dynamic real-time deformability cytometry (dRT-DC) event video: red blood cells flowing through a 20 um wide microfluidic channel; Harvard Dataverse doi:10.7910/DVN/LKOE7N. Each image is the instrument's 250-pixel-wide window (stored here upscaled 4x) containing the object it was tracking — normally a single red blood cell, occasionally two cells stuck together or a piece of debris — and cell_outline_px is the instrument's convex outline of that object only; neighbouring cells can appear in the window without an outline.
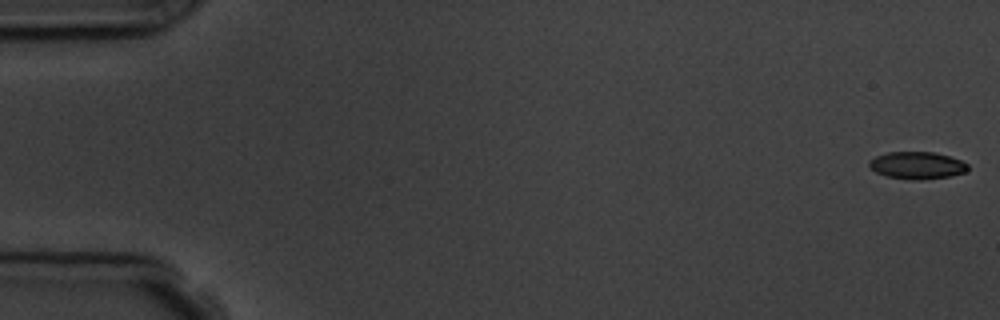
{"species": "common noctule bat (a hibernating species)", "species_latin": "Nyctalus noctula", "temperature_condition": "room temperature", "stored_images_in_passage": 5, "camera_frame_rate_fps": 3000, "um_per_image_px": 0.085, "animal": {"sex": "male", "body_mass_g": 19.5, "forearm_length_mm": 54.6}, "frame": {"image": 1, "passage_image": 1, "time_ms": 0.0, "image_size_px": [1000, 320], "cell_outline_px": [[968, 168], [964, 172], [948, 176], [920, 180], [912, 180], [888, 176], [876, 172], [868, 164], [868, 160], [876, 156], [888, 152], [936, 152], [960, 160], [968, 164]], "centroid_in_image_um": [77.93, 14.05], "position_along_channel_um": 7.1, "area_um2": 15.49}}
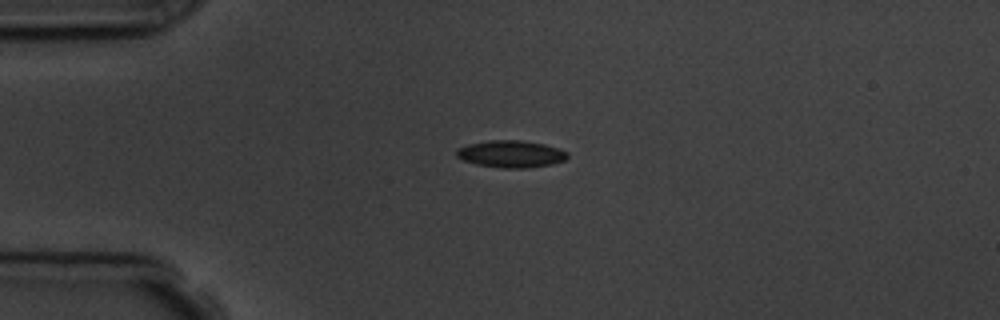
{"frame": {"image": 2, "passage_image": 4, "time_ms": 4.333, "image_size_px": [1000, 320], "cell_outline_px": [[568, 156], [564, 160], [552, 164], [524, 168], [500, 168], [476, 164], [464, 160], [456, 156], [456, 148], [468, 144], [488, 140], [520, 140], [544, 144], [560, 148], [568, 152]], "centroid_in_image_um": [43.42, 13.08], "position_along_channel_um": 41.6, "area_um2": 17.57}}